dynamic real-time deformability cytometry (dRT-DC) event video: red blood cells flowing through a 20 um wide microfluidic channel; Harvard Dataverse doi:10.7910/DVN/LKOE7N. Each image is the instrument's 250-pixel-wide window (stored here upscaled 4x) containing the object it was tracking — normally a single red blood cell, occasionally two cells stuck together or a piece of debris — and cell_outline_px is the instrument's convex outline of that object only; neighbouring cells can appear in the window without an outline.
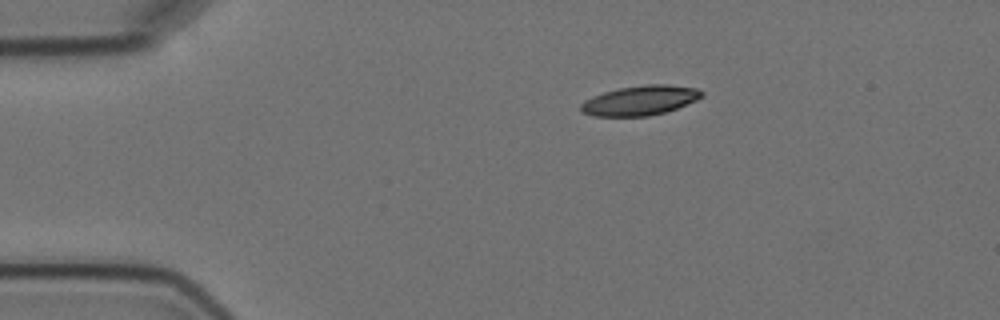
{"species": "Egyptian fruit bat (a non-hibernating species)", "species_latin": "Rousettus aegyptiacus", "temperature_condition": "cold", "stored_images_in_passage": 4, "camera_frame_rate_fps": 3000, "um_per_image_px": 0.085, "animal": {"sex": "female"}, "frame": {"image": 1, "passage_image": 1, "time_ms": 0.0, "image_size_px": [1000, 320], "cell_outline_px": [[704, 96], [696, 100], [676, 108], [664, 112], [648, 116], [592, 116], [584, 112], [580, 108], [580, 104], [584, 100], [592, 96], [604, 92], [620, 88], [644, 84], [668, 84], [696, 88], [704, 92]], "centroid_in_image_um": [54.41, 8.53], "position_along_channel_um": 30.6, "area_um2": 20.87}}
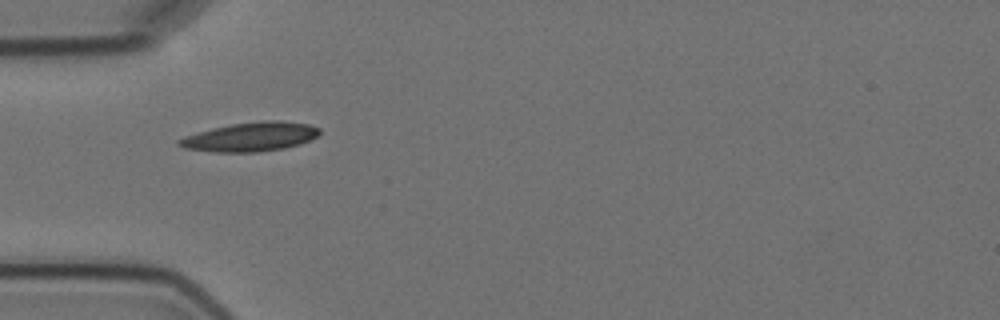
{"frame": {"image": 2, "passage_image": 3, "time_ms": 2.333, "image_size_px": [1000, 320], "cell_outline_px": [[320, 132], [316, 136], [300, 144], [284, 148], [260, 152], [212, 152], [184, 148], [176, 144], [176, 140], [184, 136], [212, 128], [232, 124], [268, 120], [280, 120], [308, 124], [320, 128]], "centroid_in_image_um": [21.26, 11.63], "position_along_channel_um": 63.7, "area_um2": 23.81}}
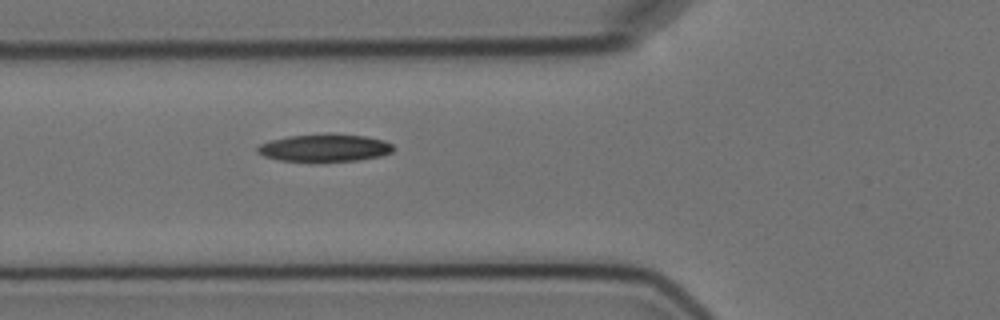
{"frame": {"image": 3, "passage_image": 4, "time_ms": 3.333, "image_size_px": [1000, 320], "cell_outline_px": [[396, 148], [392, 152], [380, 156], [356, 160], [280, 160], [264, 156], [256, 152], [256, 148], [260, 144], [272, 140], [288, 136], [328, 132], [364, 136], [384, 140], [392, 144]], "centroid_in_image_um": [27.62, 12.53], "position_along_channel_um": 98.2, "area_um2": 21.68}}